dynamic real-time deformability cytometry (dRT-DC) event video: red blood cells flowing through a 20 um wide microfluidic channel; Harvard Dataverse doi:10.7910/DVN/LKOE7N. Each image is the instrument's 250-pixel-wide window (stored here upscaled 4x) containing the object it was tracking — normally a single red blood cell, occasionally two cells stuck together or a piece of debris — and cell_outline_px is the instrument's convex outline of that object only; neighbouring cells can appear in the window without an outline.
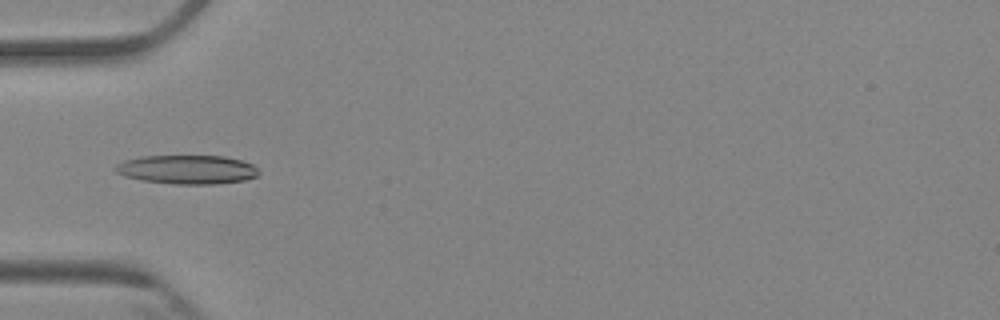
{"species": "Egyptian fruit bat (a non-hibernating species)", "species_latin": "Rousettus aegyptiacus", "temperature_condition": "cold", "stored_images_in_passage": 3, "camera_frame_rate_fps": 3000, "um_per_image_px": 0.085, "animal": {"sex": "female"}, "frame": {"image": 1, "passage_image": 3, "time_ms": 3.0, "image_size_px": [1000, 320], "cell_outline_px": [[260, 172], [256, 176], [244, 180], [216, 184], [176, 184], [140, 180], [124, 176], [116, 172], [112, 168], [116, 164], [124, 160], [140, 156], [224, 156], [240, 160], [252, 164]], "centroid_in_image_um": [15.86, 14.41], "position_along_channel_um": 69.1, "area_um2": 24.22}}